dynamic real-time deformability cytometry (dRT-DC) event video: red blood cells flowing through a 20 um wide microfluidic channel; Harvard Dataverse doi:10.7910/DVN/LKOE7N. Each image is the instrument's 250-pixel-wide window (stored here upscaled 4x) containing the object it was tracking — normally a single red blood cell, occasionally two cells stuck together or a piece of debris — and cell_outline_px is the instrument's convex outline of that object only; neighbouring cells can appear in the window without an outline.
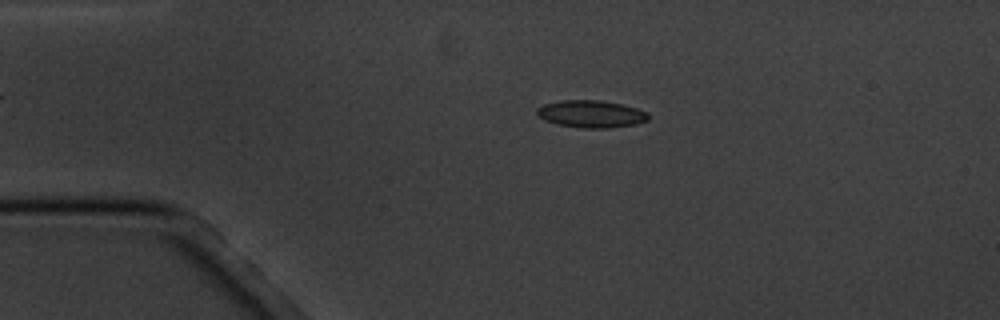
{"species": "common noctule bat (a hibernating species)", "species_latin": "Nyctalus noctula", "temperature_condition": "cold", "stored_images_in_passage": 4, "camera_frame_rate_fps": 3000, "um_per_image_px": 0.085, "animal": {"sex": "male", "body_mass_g": 20.1, "forearm_length_mm": 53.5}, "frame": {"image": 1, "passage_image": 3, "time_ms": 2.333, "image_size_px": [1000, 320], "cell_outline_px": [[648, 120], [636, 124], [608, 128], [580, 128], [556, 124], [544, 120], [536, 116], [536, 108], [544, 104], [560, 100], [600, 100], [620, 104], [636, 108], [648, 112]], "centroid_in_image_um": [50.2, 9.69], "position_along_channel_um": 34.8, "area_um2": 17.86}}